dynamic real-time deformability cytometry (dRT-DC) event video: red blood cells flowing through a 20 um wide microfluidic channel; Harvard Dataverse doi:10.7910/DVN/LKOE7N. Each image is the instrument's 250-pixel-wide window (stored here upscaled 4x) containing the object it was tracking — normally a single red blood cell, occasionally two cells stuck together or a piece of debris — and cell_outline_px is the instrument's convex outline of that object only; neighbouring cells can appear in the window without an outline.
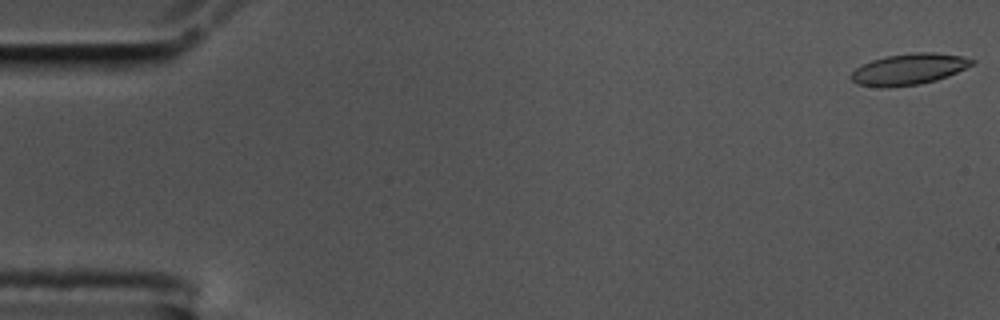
{"species": "common noctule bat (a hibernating species)", "species_latin": "Nyctalus noctula", "temperature_condition": "cold", "stored_images_in_passage": 58, "camera_frame_rate_fps": 3000, "um_per_image_px": 0.085, "animal": {"sex": "male", "body_mass_g": 17.5, "forearm_length_mm": 52.3}, "frame": {"image": 1, "passage_image": 1, "time_ms": 0.0, "image_size_px": [1000, 320], "cell_outline_px": [[976, 60], [972, 64], [948, 76], [936, 80], [920, 84], [892, 88], [880, 88], [856, 84], [848, 76], [856, 68], [872, 60], [884, 56], [912, 52], [932, 52], [964, 56]], "centroid_in_image_um": [77.21, 5.89], "position_along_channel_um": 7.8, "area_um2": 22.2}}
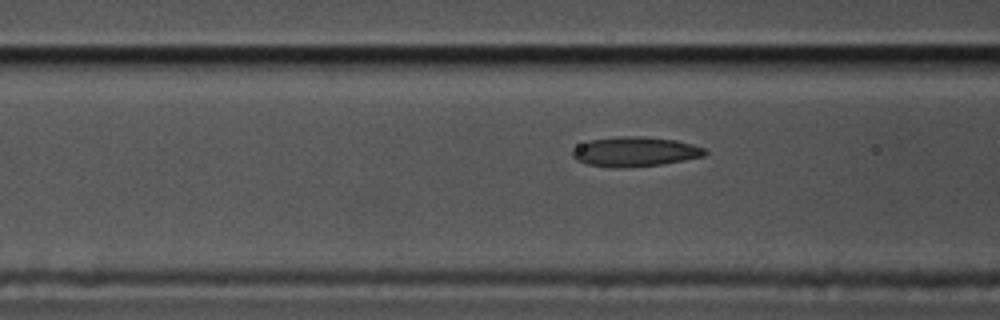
{"frame": {"image": 2, "passage_image": 22, "time_ms": 7.0, "image_size_px": [1000, 320], "cell_outline_px": [[708, 152], [704, 156], [684, 160], [660, 164], [624, 168], [612, 168], [588, 164], [576, 160], [572, 156], [572, 148], [588, 140], [620, 136], [644, 136], [676, 140], [692, 144], [704, 148]], "centroid_in_image_um": [53.94, 12.89], "position_along_channel_um": 112.7, "area_um2": 23.06}}
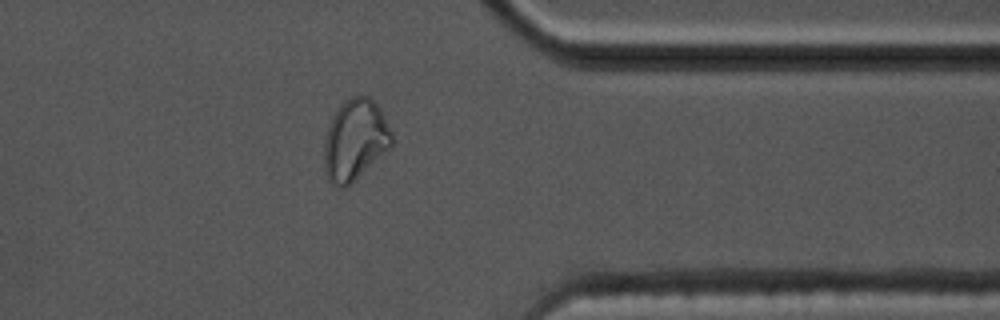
{"frame": {"image": 3, "passage_image": 46, "time_ms": 15.0, "image_size_px": [1000, 320], "cell_outline_px": [[392, 144], [356, 180], [344, 188], [336, 188], [328, 180], [324, 168], [324, 140], [328, 128], [340, 104], [352, 96], [368, 96], [380, 108], [392, 132]], "centroid_in_image_um": [30.16, 11.92], "position_along_channel_um": 381.2, "area_um2": 31.67}, "authors_computed_cell_mechanics": {"area_um2": 22.6287, "velocity_mm_per_s": 3.4807, "shape_relaxation_time_tau1_ms": null, "shape_relaxation_time_tau2_ms": 1.9114, "deformation_change_tau1": null, "deformation_change_tau2": 0.0743}}